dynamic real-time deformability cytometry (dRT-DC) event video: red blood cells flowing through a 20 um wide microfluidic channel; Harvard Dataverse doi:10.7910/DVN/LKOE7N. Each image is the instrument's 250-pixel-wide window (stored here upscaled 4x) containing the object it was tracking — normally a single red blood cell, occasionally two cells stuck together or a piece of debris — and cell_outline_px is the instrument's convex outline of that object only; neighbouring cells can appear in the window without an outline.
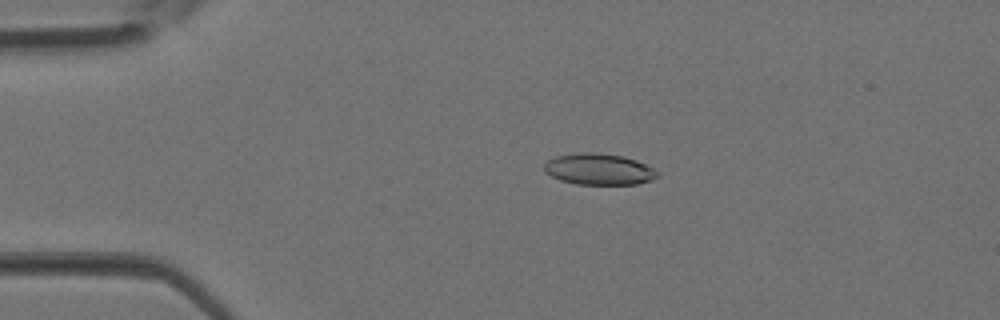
{"species": "Egyptian fruit bat (a non-hibernating species)", "species_latin": "Rousettus aegyptiacus", "temperature_condition": "room temperature", "stored_images_in_passage": 38, "camera_frame_rate_fps": 3000, "um_per_image_px": 0.085, "animal": {"sex": "female"}, "frame": {"image": 1, "passage_image": 8, "time_ms": 2.333, "image_size_px": [1000, 320], "cell_outline_px": [[660, 176], [652, 180], [636, 184], [576, 184], [560, 180], [544, 172], [544, 164], [548, 160], [556, 156], [580, 152], [592, 152], [624, 156], [636, 160], [660, 172]], "centroid_in_image_um": [50.91, 14.38], "position_along_channel_um": 34.1, "area_um2": 20.69}}
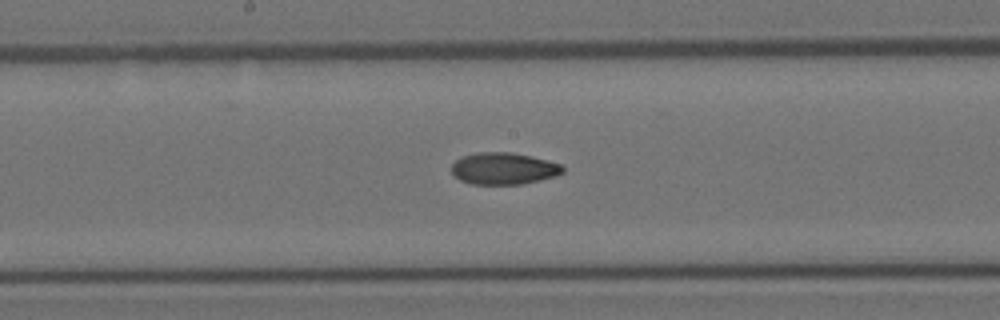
{"frame": {"image": 2, "passage_image": 20, "time_ms": 6.333, "image_size_px": [1000, 320], "cell_outline_px": [[564, 172], [556, 176], [540, 180], [520, 184], [472, 184], [460, 180], [452, 172], [452, 164], [460, 156], [476, 152], [512, 152], [560, 164], [564, 168]], "centroid_in_image_um": [42.78, 14.32], "position_along_channel_um": 205.4, "area_um2": 20.52}}
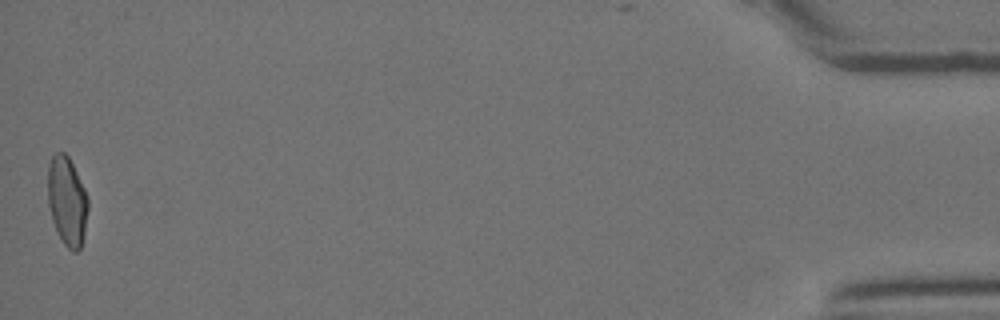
{"frame": {"image": 3, "passage_image": 38, "time_ms": 12.333, "image_size_px": [1000, 320], "cell_outline_px": [[88, 208], [84, 236], [80, 248], [76, 252], [72, 252], [64, 244], [52, 220], [48, 204], [48, 164], [52, 156], [56, 152], [64, 152], [68, 156], [88, 196]], "centroid_in_image_um": [5.7, 17.09], "position_along_channel_um": 429.5, "area_um2": 20.75}}